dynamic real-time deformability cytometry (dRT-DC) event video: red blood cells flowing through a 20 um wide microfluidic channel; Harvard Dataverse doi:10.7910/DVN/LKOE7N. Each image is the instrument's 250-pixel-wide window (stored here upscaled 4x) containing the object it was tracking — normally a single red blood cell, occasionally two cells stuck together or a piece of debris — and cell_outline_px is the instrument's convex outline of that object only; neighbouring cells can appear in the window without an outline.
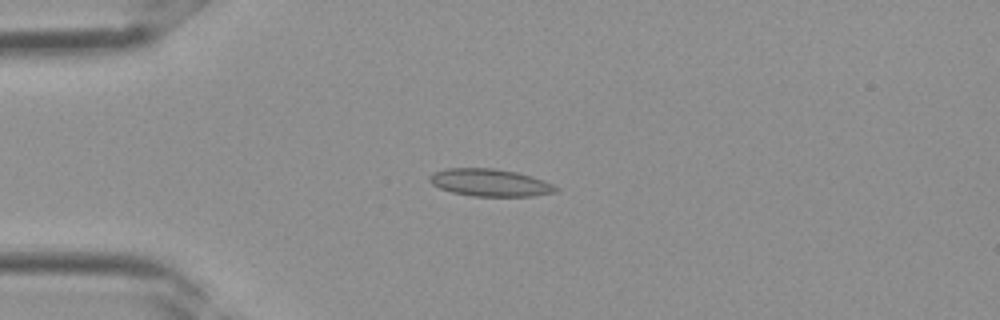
{"species": "Egyptian fruit bat (a non-hibernating species)", "species_latin": "Rousettus aegyptiacus", "temperature_condition": "room temperature", "stored_images_in_passage": 4, "camera_frame_rate_fps": 3000, "um_per_image_px": 0.085, "frame": {"image": 1, "passage_image": 3, "time_ms": 0.667, "image_size_px": [1000, 320], "cell_outline_px": [[560, 188], [556, 192], [532, 196], [472, 196], [452, 192], [440, 188], [432, 184], [428, 180], [428, 176], [432, 172], [448, 168], [496, 168], [516, 172], [532, 176], [544, 180]], "centroid_in_image_um": [41.64, 15.52], "position_along_channel_um": 43.4, "area_um2": 20.29}}
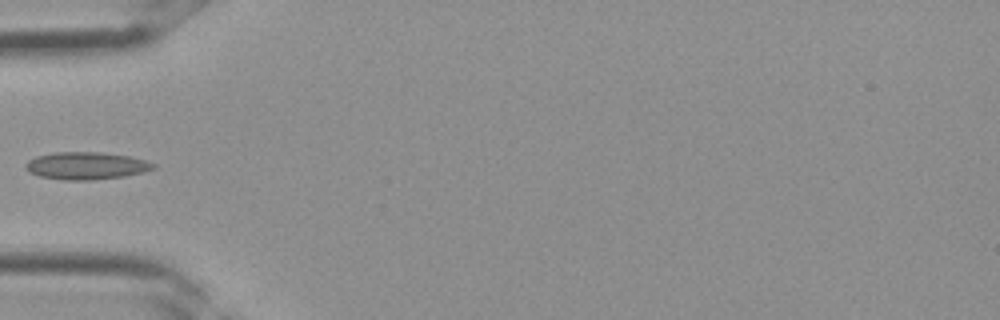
{"frame": {"image": 2, "passage_image": 4, "time_ms": 1.0, "image_size_px": [1000, 320], "cell_outline_px": [[156, 168], [144, 172], [124, 176], [92, 180], [64, 180], [40, 176], [28, 172], [24, 168], [24, 164], [28, 160], [36, 156], [56, 152], [100, 152], [128, 156], [144, 160], [156, 164]], "centroid_in_image_um": [7.3, 14.09], "position_along_channel_um": 77.7, "area_um2": 20.46}}